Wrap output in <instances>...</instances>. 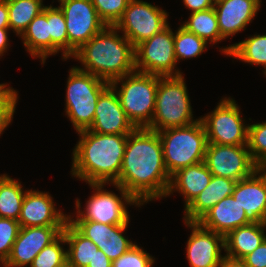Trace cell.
<instances>
[{"label": "cell", "instance_id": "obj_30", "mask_svg": "<svg viewBox=\"0 0 266 267\" xmlns=\"http://www.w3.org/2000/svg\"><path fill=\"white\" fill-rule=\"evenodd\" d=\"M10 30L19 37L44 9L43 0H7Z\"/></svg>", "mask_w": 266, "mask_h": 267}, {"label": "cell", "instance_id": "obj_32", "mask_svg": "<svg viewBox=\"0 0 266 267\" xmlns=\"http://www.w3.org/2000/svg\"><path fill=\"white\" fill-rule=\"evenodd\" d=\"M207 42L180 25L174 33V49L177 62L180 59L197 58L206 51Z\"/></svg>", "mask_w": 266, "mask_h": 267}, {"label": "cell", "instance_id": "obj_2", "mask_svg": "<svg viewBox=\"0 0 266 267\" xmlns=\"http://www.w3.org/2000/svg\"><path fill=\"white\" fill-rule=\"evenodd\" d=\"M77 133L79 141L72 153L71 174L86 184H115L129 134H100L88 129Z\"/></svg>", "mask_w": 266, "mask_h": 267}, {"label": "cell", "instance_id": "obj_34", "mask_svg": "<svg viewBox=\"0 0 266 267\" xmlns=\"http://www.w3.org/2000/svg\"><path fill=\"white\" fill-rule=\"evenodd\" d=\"M248 126L247 147L252 160L259 167L266 160V122Z\"/></svg>", "mask_w": 266, "mask_h": 267}, {"label": "cell", "instance_id": "obj_9", "mask_svg": "<svg viewBox=\"0 0 266 267\" xmlns=\"http://www.w3.org/2000/svg\"><path fill=\"white\" fill-rule=\"evenodd\" d=\"M135 70L161 77L179 76L175 69L177 60L174 49V33L169 24L160 32L134 48Z\"/></svg>", "mask_w": 266, "mask_h": 267}, {"label": "cell", "instance_id": "obj_37", "mask_svg": "<svg viewBox=\"0 0 266 267\" xmlns=\"http://www.w3.org/2000/svg\"><path fill=\"white\" fill-rule=\"evenodd\" d=\"M137 244L112 262V267H152L155 258Z\"/></svg>", "mask_w": 266, "mask_h": 267}, {"label": "cell", "instance_id": "obj_27", "mask_svg": "<svg viewBox=\"0 0 266 267\" xmlns=\"http://www.w3.org/2000/svg\"><path fill=\"white\" fill-rule=\"evenodd\" d=\"M220 49L229 57L232 56L251 65L262 66L266 74V34H255L241 42Z\"/></svg>", "mask_w": 266, "mask_h": 267}, {"label": "cell", "instance_id": "obj_11", "mask_svg": "<svg viewBox=\"0 0 266 267\" xmlns=\"http://www.w3.org/2000/svg\"><path fill=\"white\" fill-rule=\"evenodd\" d=\"M166 10L142 0H130L121 18L114 25L135 48L165 28Z\"/></svg>", "mask_w": 266, "mask_h": 267}, {"label": "cell", "instance_id": "obj_39", "mask_svg": "<svg viewBox=\"0 0 266 267\" xmlns=\"http://www.w3.org/2000/svg\"><path fill=\"white\" fill-rule=\"evenodd\" d=\"M242 260L248 267H266V239Z\"/></svg>", "mask_w": 266, "mask_h": 267}, {"label": "cell", "instance_id": "obj_23", "mask_svg": "<svg viewBox=\"0 0 266 267\" xmlns=\"http://www.w3.org/2000/svg\"><path fill=\"white\" fill-rule=\"evenodd\" d=\"M237 181L212 175L207 187L184 209V221L197 222L222 199L232 196Z\"/></svg>", "mask_w": 266, "mask_h": 267}, {"label": "cell", "instance_id": "obj_14", "mask_svg": "<svg viewBox=\"0 0 266 267\" xmlns=\"http://www.w3.org/2000/svg\"><path fill=\"white\" fill-rule=\"evenodd\" d=\"M65 226L20 227L3 267L30 266L37 254L53 242Z\"/></svg>", "mask_w": 266, "mask_h": 267}, {"label": "cell", "instance_id": "obj_15", "mask_svg": "<svg viewBox=\"0 0 266 267\" xmlns=\"http://www.w3.org/2000/svg\"><path fill=\"white\" fill-rule=\"evenodd\" d=\"M190 227L186 256L191 267H219L225 249L224 236L202 227L198 222L184 221Z\"/></svg>", "mask_w": 266, "mask_h": 267}, {"label": "cell", "instance_id": "obj_26", "mask_svg": "<svg viewBox=\"0 0 266 267\" xmlns=\"http://www.w3.org/2000/svg\"><path fill=\"white\" fill-rule=\"evenodd\" d=\"M67 249V263L70 267H87L92 262L98 247L81 235L69 222L62 231Z\"/></svg>", "mask_w": 266, "mask_h": 267}, {"label": "cell", "instance_id": "obj_43", "mask_svg": "<svg viewBox=\"0 0 266 267\" xmlns=\"http://www.w3.org/2000/svg\"><path fill=\"white\" fill-rule=\"evenodd\" d=\"M219 267H248L242 259H234L224 255Z\"/></svg>", "mask_w": 266, "mask_h": 267}, {"label": "cell", "instance_id": "obj_3", "mask_svg": "<svg viewBox=\"0 0 266 267\" xmlns=\"http://www.w3.org/2000/svg\"><path fill=\"white\" fill-rule=\"evenodd\" d=\"M118 33L115 26L106 25L71 57L81 62L82 68L76 67L108 83L134 72V47Z\"/></svg>", "mask_w": 266, "mask_h": 267}, {"label": "cell", "instance_id": "obj_21", "mask_svg": "<svg viewBox=\"0 0 266 267\" xmlns=\"http://www.w3.org/2000/svg\"><path fill=\"white\" fill-rule=\"evenodd\" d=\"M202 227L224 237L238 227L251 224L243 207L233 196L226 197L208 210L198 221Z\"/></svg>", "mask_w": 266, "mask_h": 267}, {"label": "cell", "instance_id": "obj_38", "mask_svg": "<svg viewBox=\"0 0 266 267\" xmlns=\"http://www.w3.org/2000/svg\"><path fill=\"white\" fill-rule=\"evenodd\" d=\"M18 98V95L0 97V135L13 120Z\"/></svg>", "mask_w": 266, "mask_h": 267}, {"label": "cell", "instance_id": "obj_40", "mask_svg": "<svg viewBox=\"0 0 266 267\" xmlns=\"http://www.w3.org/2000/svg\"><path fill=\"white\" fill-rule=\"evenodd\" d=\"M183 4L194 13L214 7L215 0H183Z\"/></svg>", "mask_w": 266, "mask_h": 267}, {"label": "cell", "instance_id": "obj_41", "mask_svg": "<svg viewBox=\"0 0 266 267\" xmlns=\"http://www.w3.org/2000/svg\"><path fill=\"white\" fill-rule=\"evenodd\" d=\"M87 267H112V261L102 252L97 250L92 262Z\"/></svg>", "mask_w": 266, "mask_h": 267}, {"label": "cell", "instance_id": "obj_4", "mask_svg": "<svg viewBox=\"0 0 266 267\" xmlns=\"http://www.w3.org/2000/svg\"><path fill=\"white\" fill-rule=\"evenodd\" d=\"M158 82V75L135 70L110 83L128 119L136 128H147L152 122ZM119 83L121 87L118 88Z\"/></svg>", "mask_w": 266, "mask_h": 267}, {"label": "cell", "instance_id": "obj_17", "mask_svg": "<svg viewBox=\"0 0 266 267\" xmlns=\"http://www.w3.org/2000/svg\"><path fill=\"white\" fill-rule=\"evenodd\" d=\"M135 129L120 105L116 91L109 85L97 100L94 121L88 130L100 134H130Z\"/></svg>", "mask_w": 266, "mask_h": 267}, {"label": "cell", "instance_id": "obj_33", "mask_svg": "<svg viewBox=\"0 0 266 267\" xmlns=\"http://www.w3.org/2000/svg\"><path fill=\"white\" fill-rule=\"evenodd\" d=\"M64 234L61 233L53 242L43 248L33 259L30 267H59L67 262V250Z\"/></svg>", "mask_w": 266, "mask_h": 267}, {"label": "cell", "instance_id": "obj_47", "mask_svg": "<svg viewBox=\"0 0 266 267\" xmlns=\"http://www.w3.org/2000/svg\"><path fill=\"white\" fill-rule=\"evenodd\" d=\"M59 267H70V266H69L68 263L66 262L64 265L59 266Z\"/></svg>", "mask_w": 266, "mask_h": 267}, {"label": "cell", "instance_id": "obj_6", "mask_svg": "<svg viewBox=\"0 0 266 267\" xmlns=\"http://www.w3.org/2000/svg\"><path fill=\"white\" fill-rule=\"evenodd\" d=\"M184 76H159L155 112L147 129L161 131L191 125L192 106Z\"/></svg>", "mask_w": 266, "mask_h": 267}, {"label": "cell", "instance_id": "obj_7", "mask_svg": "<svg viewBox=\"0 0 266 267\" xmlns=\"http://www.w3.org/2000/svg\"><path fill=\"white\" fill-rule=\"evenodd\" d=\"M110 83L72 67L66 89L65 112L76 132L88 129L93 121L97 100Z\"/></svg>", "mask_w": 266, "mask_h": 267}, {"label": "cell", "instance_id": "obj_35", "mask_svg": "<svg viewBox=\"0 0 266 267\" xmlns=\"http://www.w3.org/2000/svg\"><path fill=\"white\" fill-rule=\"evenodd\" d=\"M99 18L108 26H114L123 15L130 0H91Z\"/></svg>", "mask_w": 266, "mask_h": 267}, {"label": "cell", "instance_id": "obj_44", "mask_svg": "<svg viewBox=\"0 0 266 267\" xmlns=\"http://www.w3.org/2000/svg\"><path fill=\"white\" fill-rule=\"evenodd\" d=\"M10 28H0V56H3L9 46L8 31Z\"/></svg>", "mask_w": 266, "mask_h": 267}, {"label": "cell", "instance_id": "obj_46", "mask_svg": "<svg viewBox=\"0 0 266 267\" xmlns=\"http://www.w3.org/2000/svg\"><path fill=\"white\" fill-rule=\"evenodd\" d=\"M258 168L266 175V160Z\"/></svg>", "mask_w": 266, "mask_h": 267}, {"label": "cell", "instance_id": "obj_24", "mask_svg": "<svg viewBox=\"0 0 266 267\" xmlns=\"http://www.w3.org/2000/svg\"><path fill=\"white\" fill-rule=\"evenodd\" d=\"M266 223H251L235 228L224 237L226 256L243 259L266 239Z\"/></svg>", "mask_w": 266, "mask_h": 267}, {"label": "cell", "instance_id": "obj_5", "mask_svg": "<svg viewBox=\"0 0 266 267\" xmlns=\"http://www.w3.org/2000/svg\"><path fill=\"white\" fill-rule=\"evenodd\" d=\"M158 134L170 177L182 168L204 161L207 136L200 118L191 125L161 130Z\"/></svg>", "mask_w": 266, "mask_h": 267}, {"label": "cell", "instance_id": "obj_29", "mask_svg": "<svg viewBox=\"0 0 266 267\" xmlns=\"http://www.w3.org/2000/svg\"><path fill=\"white\" fill-rule=\"evenodd\" d=\"M188 19L181 26L207 43H212L213 45L225 40L220 34L214 7L191 13Z\"/></svg>", "mask_w": 266, "mask_h": 267}, {"label": "cell", "instance_id": "obj_16", "mask_svg": "<svg viewBox=\"0 0 266 267\" xmlns=\"http://www.w3.org/2000/svg\"><path fill=\"white\" fill-rule=\"evenodd\" d=\"M81 235L90 239L113 262L133 245L123 236L128 224L107 225L94 221H68Z\"/></svg>", "mask_w": 266, "mask_h": 267}, {"label": "cell", "instance_id": "obj_42", "mask_svg": "<svg viewBox=\"0 0 266 267\" xmlns=\"http://www.w3.org/2000/svg\"><path fill=\"white\" fill-rule=\"evenodd\" d=\"M0 28H10L7 0H0Z\"/></svg>", "mask_w": 266, "mask_h": 267}, {"label": "cell", "instance_id": "obj_25", "mask_svg": "<svg viewBox=\"0 0 266 267\" xmlns=\"http://www.w3.org/2000/svg\"><path fill=\"white\" fill-rule=\"evenodd\" d=\"M20 37L23 39L26 51L32 57L41 59V63L44 65L47 57L51 55V35L47 21V6L29 23Z\"/></svg>", "mask_w": 266, "mask_h": 267}, {"label": "cell", "instance_id": "obj_1", "mask_svg": "<svg viewBox=\"0 0 266 267\" xmlns=\"http://www.w3.org/2000/svg\"><path fill=\"white\" fill-rule=\"evenodd\" d=\"M170 180L158 132L136 128L128 135L120 175L115 184L143 205L154 199L166 198Z\"/></svg>", "mask_w": 266, "mask_h": 267}, {"label": "cell", "instance_id": "obj_31", "mask_svg": "<svg viewBox=\"0 0 266 267\" xmlns=\"http://www.w3.org/2000/svg\"><path fill=\"white\" fill-rule=\"evenodd\" d=\"M47 21L51 35V55L62 51L63 59H68L66 21L59 7L47 6Z\"/></svg>", "mask_w": 266, "mask_h": 267}, {"label": "cell", "instance_id": "obj_13", "mask_svg": "<svg viewBox=\"0 0 266 267\" xmlns=\"http://www.w3.org/2000/svg\"><path fill=\"white\" fill-rule=\"evenodd\" d=\"M204 163L212 175L234 181L248 178L258 169L247 145L207 143Z\"/></svg>", "mask_w": 266, "mask_h": 267}, {"label": "cell", "instance_id": "obj_45", "mask_svg": "<svg viewBox=\"0 0 266 267\" xmlns=\"http://www.w3.org/2000/svg\"><path fill=\"white\" fill-rule=\"evenodd\" d=\"M6 83H0V97H4L6 95H18L17 91L12 87H7Z\"/></svg>", "mask_w": 266, "mask_h": 267}, {"label": "cell", "instance_id": "obj_20", "mask_svg": "<svg viewBox=\"0 0 266 267\" xmlns=\"http://www.w3.org/2000/svg\"><path fill=\"white\" fill-rule=\"evenodd\" d=\"M260 0H215L221 36L226 39L245 30L260 10Z\"/></svg>", "mask_w": 266, "mask_h": 267}, {"label": "cell", "instance_id": "obj_22", "mask_svg": "<svg viewBox=\"0 0 266 267\" xmlns=\"http://www.w3.org/2000/svg\"><path fill=\"white\" fill-rule=\"evenodd\" d=\"M212 179L204 161L178 170L171 176L167 196L178 191L185 201L184 209L203 191Z\"/></svg>", "mask_w": 266, "mask_h": 267}, {"label": "cell", "instance_id": "obj_18", "mask_svg": "<svg viewBox=\"0 0 266 267\" xmlns=\"http://www.w3.org/2000/svg\"><path fill=\"white\" fill-rule=\"evenodd\" d=\"M48 192L26 190L18 218L20 227L65 226L68 215L55 208Z\"/></svg>", "mask_w": 266, "mask_h": 267}, {"label": "cell", "instance_id": "obj_19", "mask_svg": "<svg viewBox=\"0 0 266 267\" xmlns=\"http://www.w3.org/2000/svg\"><path fill=\"white\" fill-rule=\"evenodd\" d=\"M232 196L251 223H266V175L259 168L236 182Z\"/></svg>", "mask_w": 266, "mask_h": 267}, {"label": "cell", "instance_id": "obj_12", "mask_svg": "<svg viewBox=\"0 0 266 267\" xmlns=\"http://www.w3.org/2000/svg\"><path fill=\"white\" fill-rule=\"evenodd\" d=\"M67 28L68 59L106 24L99 18L91 0H58Z\"/></svg>", "mask_w": 266, "mask_h": 267}, {"label": "cell", "instance_id": "obj_10", "mask_svg": "<svg viewBox=\"0 0 266 267\" xmlns=\"http://www.w3.org/2000/svg\"><path fill=\"white\" fill-rule=\"evenodd\" d=\"M240 113L235 100L224 97L211 113L200 117L206 130L207 143L247 145L249 126L243 123Z\"/></svg>", "mask_w": 266, "mask_h": 267}, {"label": "cell", "instance_id": "obj_36", "mask_svg": "<svg viewBox=\"0 0 266 267\" xmlns=\"http://www.w3.org/2000/svg\"><path fill=\"white\" fill-rule=\"evenodd\" d=\"M20 229L19 222L14 219L0 217V264L10 255Z\"/></svg>", "mask_w": 266, "mask_h": 267}, {"label": "cell", "instance_id": "obj_8", "mask_svg": "<svg viewBox=\"0 0 266 267\" xmlns=\"http://www.w3.org/2000/svg\"><path fill=\"white\" fill-rule=\"evenodd\" d=\"M120 192L121 197L112 191H106L104 183L89 184L93 193L89 200L86 201L84 210H80V200L76 199L77 216L75 219L68 216V221H94L107 225L129 224L130 215L126 205H134L140 207V203L123 187L112 184Z\"/></svg>", "mask_w": 266, "mask_h": 267}, {"label": "cell", "instance_id": "obj_28", "mask_svg": "<svg viewBox=\"0 0 266 267\" xmlns=\"http://www.w3.org/2000/svg\"><path fill=\"white\" fill-rule=\"evenodd\" d=\"M21 182L7 174L0 175V217L18 221L26 191Z\"/></svg>", "mask_w": 266, "mask_h": 267}]
</instances>
